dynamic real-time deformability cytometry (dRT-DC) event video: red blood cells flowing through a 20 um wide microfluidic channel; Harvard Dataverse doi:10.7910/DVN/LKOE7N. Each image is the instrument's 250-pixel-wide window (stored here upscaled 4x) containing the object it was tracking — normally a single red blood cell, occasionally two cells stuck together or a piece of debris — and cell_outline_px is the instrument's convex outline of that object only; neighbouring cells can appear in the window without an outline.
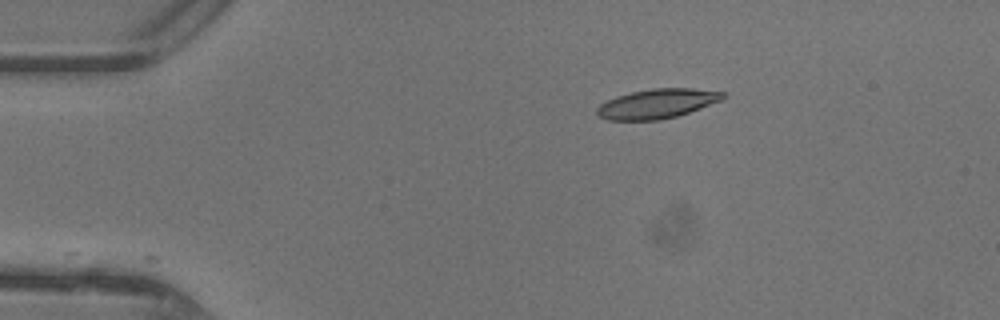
{"species": "common noctule bat (a hibernating species)", "species_latin": "Nyctalus noctula", "temperature_condition": "warm", "stored_images_in_passage": 2, "camera_frame_rate_fps": 3000, "um_per_image_px": 0.085, "animal": {"sex": "female"}, "frame": {"image": 1, "passage_image": 1, "time_ms": 0.0, "image_size_px": [1000, 320], "cell_outline_px": [[728, 96], [720, 100], [700, 108], [676, 116], [660, 120], [608, 120], [600, 116], [596, 112], [596, 108], [600, 104], [616, 96], [632, 92], [652, 88], [692, 88], [724, 92]], "centroid_in_image_um": [55.85, 8.81], "position_along_channel_um": 29.2, "area_um2": 21.5}}